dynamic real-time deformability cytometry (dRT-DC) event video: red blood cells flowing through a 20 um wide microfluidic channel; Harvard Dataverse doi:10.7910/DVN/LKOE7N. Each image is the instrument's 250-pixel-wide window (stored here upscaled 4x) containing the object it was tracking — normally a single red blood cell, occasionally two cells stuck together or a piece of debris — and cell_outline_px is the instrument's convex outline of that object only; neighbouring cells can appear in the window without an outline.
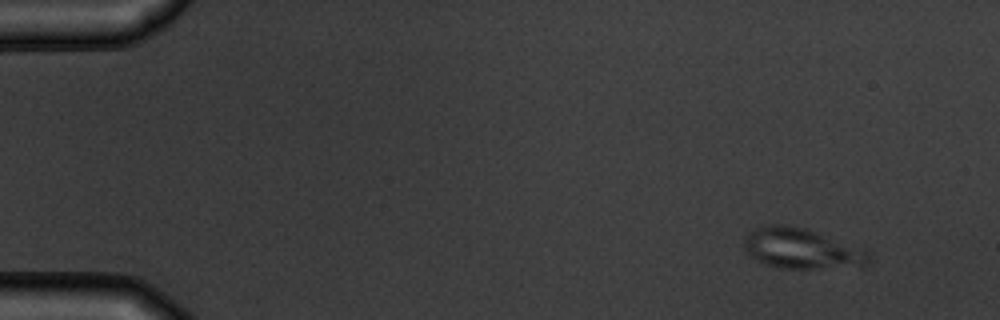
{"species": "common noctule bat (a hibernating species)", "species_latin": "Nyctalus noctula", "temperature_condition": "warm", "stored_images_in_passage": 4, "camera_frame_rate_fps": 3000, "um_per_image_px": 0.085, "animal": {"sex": "male", "body_mass_g": 19.5, "forearm_length_mm": 54.6}, "frame": {"image": 1, "passage_image": 1, "time_ms": 0.0, "image_size_px": [1000, 320], "cell_outline_px": [[872, 260], [864, 268], [776, 268], [764, 264], [756, 260], [744, 248], [744, 240], [756, 228], [764, 224], [784, 224], [804, 228], [868, 252], [872, 256]], "centroid_in_image_um": [68.16, 21.17], "position_along_channel_um": 16.8, "area_um2": 29.19}}